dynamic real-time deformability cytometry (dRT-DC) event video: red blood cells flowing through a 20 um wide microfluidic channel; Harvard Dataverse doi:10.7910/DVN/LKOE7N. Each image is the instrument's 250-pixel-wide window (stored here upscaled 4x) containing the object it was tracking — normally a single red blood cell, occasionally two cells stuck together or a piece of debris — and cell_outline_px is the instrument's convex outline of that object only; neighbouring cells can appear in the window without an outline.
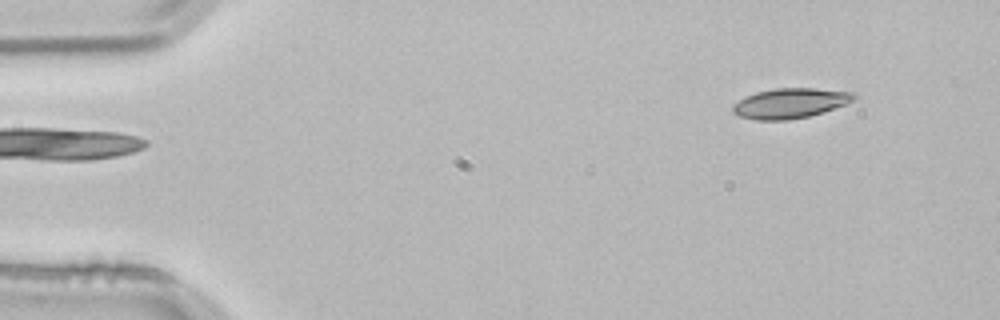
{"species": "common noctule bat (a hibernating species)", "species_latin": "Nyctalus noctula", "temperature_condition": "room temperature", "stored_images_in_passage": 4, "segment_of_instrument_passage": [2, 2], "camera_frame_rate_fps": 3000, "um_per_image_px": 0.085, "animal": {"sex": "male", "body_mass_g": 21.5, "forearm_length_mm": 52.0}, "frame": {"image": 1, "passage_image": 4, "time_ms": 1.0, "image_size_px": [1000, 320], "cell_outline_px": [[860, 96], [844, 104], [808, 116], [788, 120], [756, 120], [740, 116], [732, 112], [732, 104], [744, 96], [756, 92], [776, 88], [816, 88], [856, 92]], "centroid_in_image_um": [67.14, 8.76], "position_along_channel_um": 17.9, "area_um2": 21.21}}